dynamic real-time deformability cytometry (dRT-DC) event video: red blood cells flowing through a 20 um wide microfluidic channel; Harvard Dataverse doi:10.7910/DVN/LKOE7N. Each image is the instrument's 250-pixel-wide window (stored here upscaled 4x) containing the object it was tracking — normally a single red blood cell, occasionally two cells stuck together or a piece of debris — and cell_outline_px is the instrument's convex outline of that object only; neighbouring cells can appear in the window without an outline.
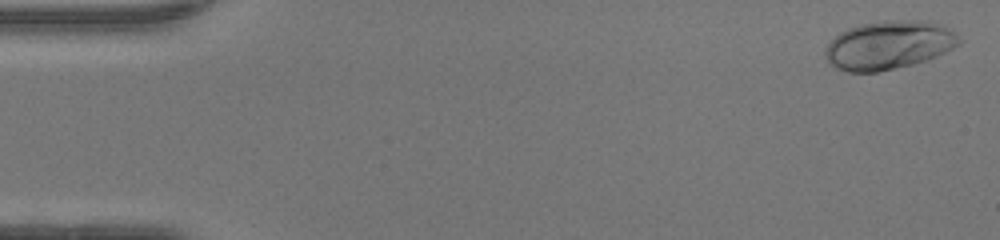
{"species": "human", "species_latin": "Homo sapiens", "temperature_condition": "warm", "stored_images_in_passage": 48, "camera_frame_rate_fps": 3000, "um_per_image_px": 0.085, "donor": {"sex": "female"}, "frame": {"image": 1, "passage_image": 1, "time_ms": 0.0, "image_size_px": [1000, 240], "cell_outline_px": [[960, 44], [928, 60], [912, 64], [876, 72], [848, 72], [836, 68], [828, 64], [824, 56], [824, 48], [840, 32], [848, 28], [860, 24], [884, 20], [928, 20], [940, 24], [948, 28], [960, 40]], "centroid_in_image_um": [75.5, 3.83], "position_along_channel_um": 9.5, "area_um2": 37.92}}
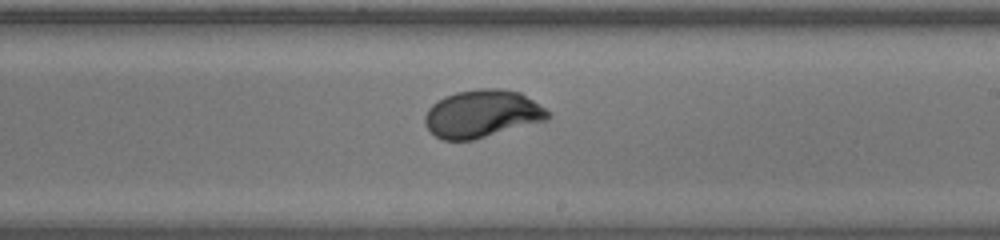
{"frame": {"image": 2, "passage_image": 28, "time_ms": 9.0, "image_size_px": [1000, 240], "cell_outline_px": [[552, 116], [548, 120], [472, 140], [444, 140], [436, 136], [424, 124], [424, 116], [428, 108], [436, 100], [444, 96], [456, 92], [480, 88], [500, 88], [520, 92], [552, 112]], "centroid_in_image_um": [40.99, 9.66], "position_along_channel_um": 248.0, "area_um2": 34.39}}
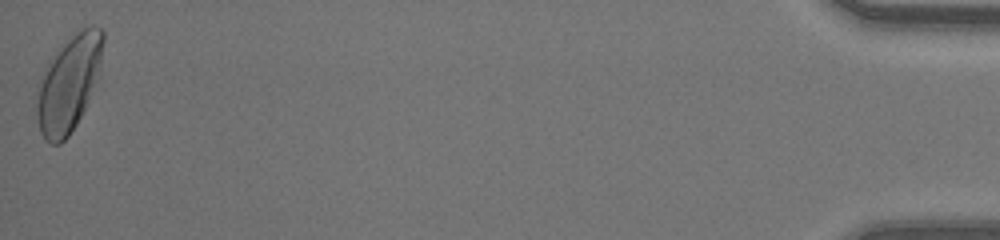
{"frame": {"image": 3, "passage_image": 48, "time_ms": 15.667, "image_size_px": [1000, 240], "cell_outline_px": [[104, 40], [100, 64], [84, 108], [76, 124], [68, 136], [60, 144], [52, 144], [44, 140], [40, 132], [36, 116], [36, 104], [40, 80], [44, 68], [60, 44], [80, 28], [92, 24], [100, 28], [104, 32]], "centroid_in_image_um": [5.8, 7.06], "position_along_channel_um": 429.4, "area_um2": 36.7}, "authors_computed_cell_mechanics": {"area_um2": 33.4662, "velocity_mm_per_s": 4.2521, "shape_relaxation_time_tau1_ms": 3.1155, "shape_relaxation_time_tau2_ms": null, "deformation_change_tau1": 0.1688, "deformation_change_tau2": null}}